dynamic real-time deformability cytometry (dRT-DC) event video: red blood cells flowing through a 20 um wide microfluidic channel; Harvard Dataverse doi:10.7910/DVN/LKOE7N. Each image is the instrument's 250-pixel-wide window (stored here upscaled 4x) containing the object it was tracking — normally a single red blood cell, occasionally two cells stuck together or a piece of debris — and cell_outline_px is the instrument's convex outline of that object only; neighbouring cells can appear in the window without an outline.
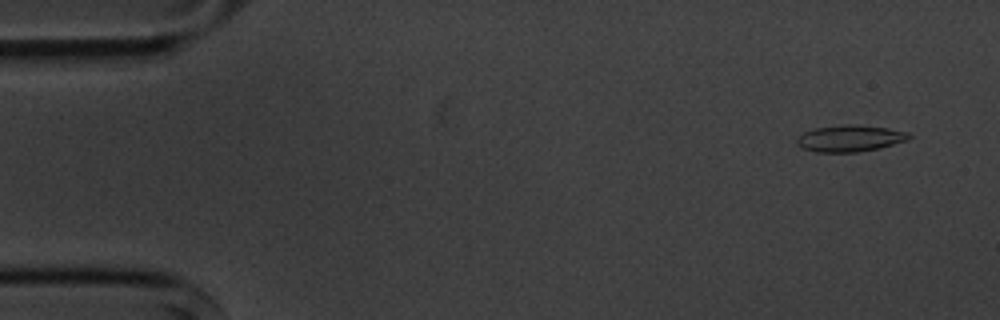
{"species": "common noctule bat (a hibernating species)", "species_latin": "Nyctalus noctula", "temperature_condition": "cold", "stored_images_in_passage": 4, "camera_frame_rate_fps": 3000, "um_per_image_px": 0.085, "animal": {"sex": "male", "body_mass_g": 20.1, "forearm_length_mm": 53.5}, "frame": {"image": 1, "passage_image": 1, "time_ms": 0.0, "image_size_px": [1000, 320], "cell_outline_px": [[912, 136], [908, 140], [880, 148], [856, 152], [816, 152], [800, 148], [796, 144], [796, 136], [804, 132], [816, 128], [844, 124], [856, 124], [888, 128], [908, 132]], "centroid_in_image_um": [72.22, 11.76], "position_along_channel_um": 12.8, "area_um2": 17.57}}
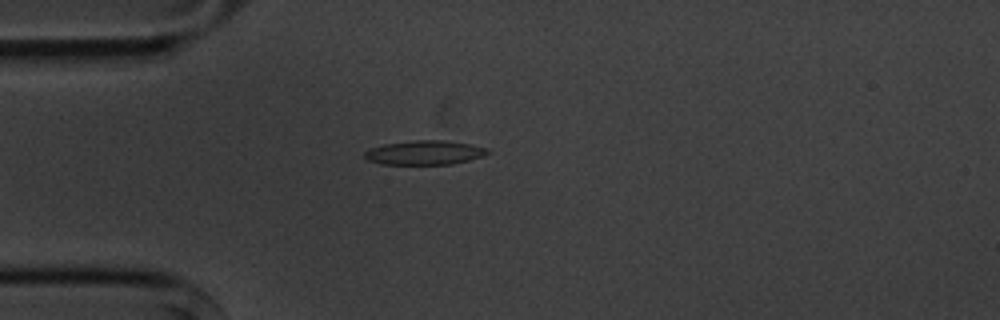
{"frame": {"image": 2, "passage_image": 4, "time_ms": 3.667, "image_size_px": [1000, 320], "cell_outline_px": [[488, 152], [484, 156], [452, 164], [380, 164], [368, 160], [364, 156], [364, 152], [372, 148], [384, 144], [416, 140], [444, 140], [472, 144], [488, 148]], "centroid_in_image_um": [36.11, 12.97], "position_along_channel_um": 48.9, "area_um2": 17.28}}